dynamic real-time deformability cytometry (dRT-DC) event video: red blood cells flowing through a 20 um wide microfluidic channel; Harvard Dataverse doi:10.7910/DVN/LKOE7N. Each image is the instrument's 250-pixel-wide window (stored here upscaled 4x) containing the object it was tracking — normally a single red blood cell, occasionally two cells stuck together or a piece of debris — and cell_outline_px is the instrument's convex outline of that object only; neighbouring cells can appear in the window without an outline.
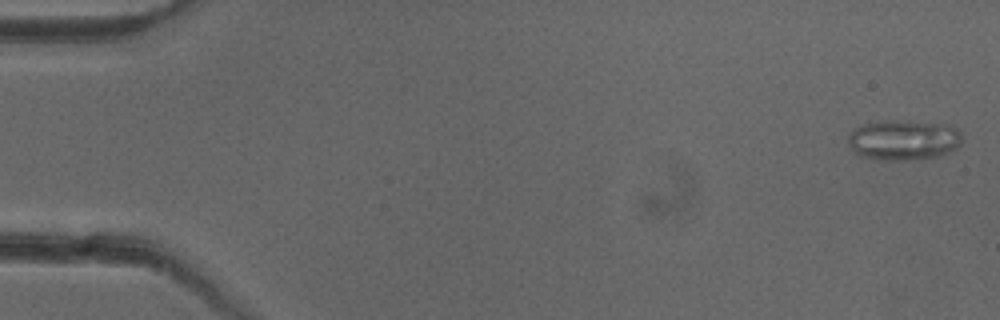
{"species": "common noctule bat (a hibernating species)", "species_latin": "Nyctalus noctula", "temperature_condition": "cold", "stored_images_in_passage": 14, "camera_frame_rate_fps": 3000, "um_per_image_px": 0.085, "animal": {"sex": "female"}, "frame": {"image": 1, "passage_image": 1, "time_ms": 0.0, "image_size_px": [1000, 320], "cell_outline_px": [[960, 144], [956, 148], [940, 156], [908, 160], [872, 160], [860, 156], [848, 144], [848, 132], [864, 124], [884, 120], [904, 120], [948, 124], [960, 132]], "centroid_in_image_um": [76.77, 11.9], "position_along_channel_um": 8.2, "area_um2": 26.99}}